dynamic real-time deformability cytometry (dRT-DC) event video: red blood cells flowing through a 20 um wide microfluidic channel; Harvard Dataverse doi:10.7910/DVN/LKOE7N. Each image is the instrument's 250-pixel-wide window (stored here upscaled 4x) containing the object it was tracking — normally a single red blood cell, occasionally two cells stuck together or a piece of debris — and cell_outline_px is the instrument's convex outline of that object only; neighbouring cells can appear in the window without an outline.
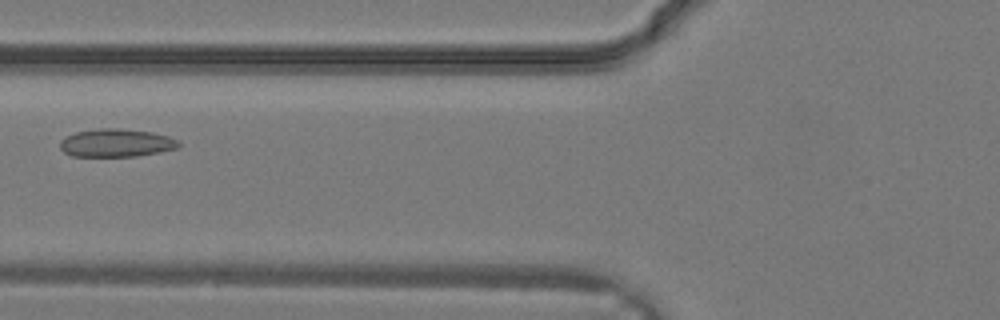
{"species": "common noctule bat (a hibernating species)", "species_latin": "Nyctalus noctula", "temperature_condition": "warm", "stored_images_in_passage": 33, "camera_frame_rate_fps": 3000, "um_per_image_px": 0.085, "animal": {"sex": "male", "body_mass_g": 19.2, "forearm_length_mm": 51.8}, "frame": {"image": 1, "passage_image": 14, "time_ms": 4.333, "image_size_px": [1000, 320], "cell_outline_px": [[180, 148], [160, 152], [136, 156], [72, 156], [64, 152], [60, 148], [60, 140], [64, 136], [76, 132], [100, 128], [120, 128], [152, 132], [168, 136], [176, 140], [180, 144]], "centroid_in_image_um": [9.87, 12.14], "position_along_channel_um": 115.9, "area_um2": 19.48}}
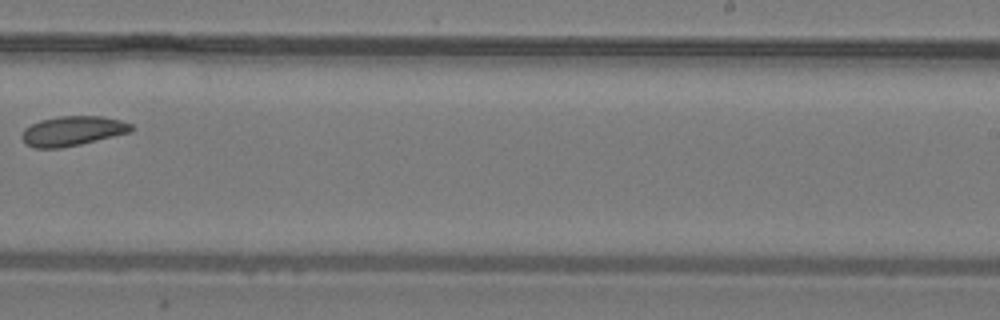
{"frame": {"image": 2, "passage_image": 22, "time_ms": 7.0, "image_size_px": [1000, 320], "cell_outline_px": [[136, 128], [132, 132], [80, 144], [60, 148], [32, 148], [24, 144], [20, 136], [24, 128], [40, 120], [60, 116], [104, 116], [120, 120], [132, 124]], "centroid_in_image_um": [6.17, 11.13], "position_along_channel_um": 282.8, "area_um2": 19.19}}
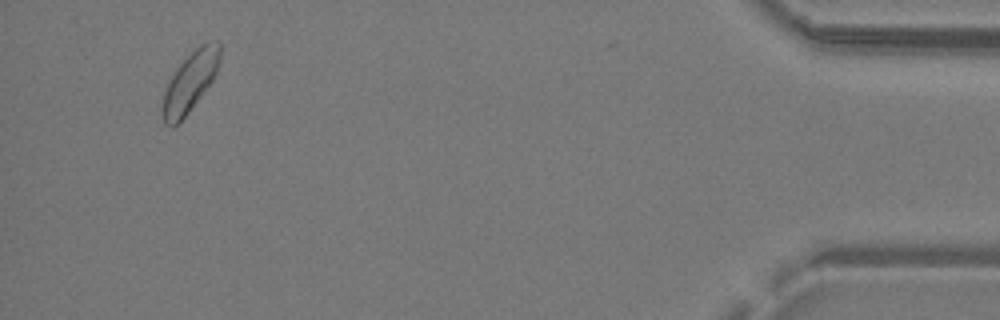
{"frame": {"image": 3, "passage_image": 32, "time_ms": 10.333, "image_size_px": [1000, 320], "cell_outline_px": [[220, 64], [212, 80], [188, 112], [172, 128], [164, 124], [160, 112], [160, 108], [164, 92], [176, 68], [200, 44], [220, 44]], "centroid_in_image_um": [16.1, 7.03], "position_along_channel_um": 419.1, "area_um2": 19.48}}